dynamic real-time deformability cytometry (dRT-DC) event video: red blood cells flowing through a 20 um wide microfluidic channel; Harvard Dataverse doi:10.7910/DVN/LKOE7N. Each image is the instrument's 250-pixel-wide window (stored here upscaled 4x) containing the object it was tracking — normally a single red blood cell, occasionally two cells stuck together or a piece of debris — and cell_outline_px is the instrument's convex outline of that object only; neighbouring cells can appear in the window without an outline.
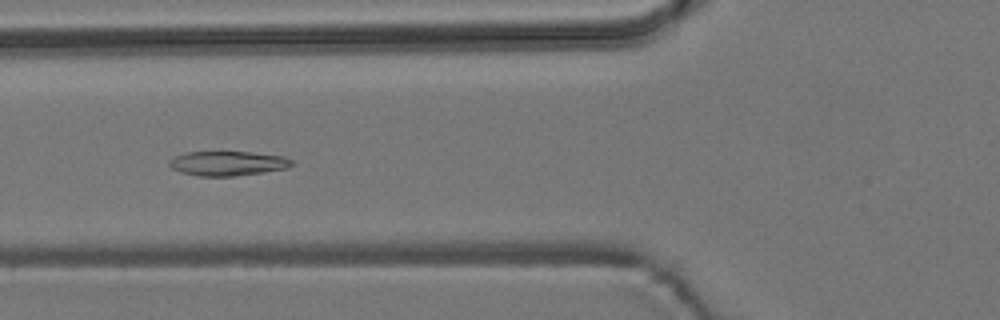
{"species": "common noctule bat (a hibernating species)", "species_latin": "Nyctalus noctula", "temperature_condition": "room temperature", "stored_images_in_passage": 43, "camera_frame_rate_fps": 3000, "um_per_image_px": 0.085, "animal": {"sex": "male", "body_mass_g": 19.2, "forearm_length_mm": 51.8}, "frame": {"image": 1, "passage_image": 9, "time_ms": 2.667, "image_size_px": [1000, 320], "cell_outline_px": [[292, 164], [288, 168], [236, 176], [196, 176], [180, 172], [172, 168], [168, 164], [168, 160], [184, 152], [248, 152], [284, 156], [292, 160]], "centroid_in_image_um": [19.32, 13.89], "position_along_channel_um": 106.5, "area_um2": 17.51}}
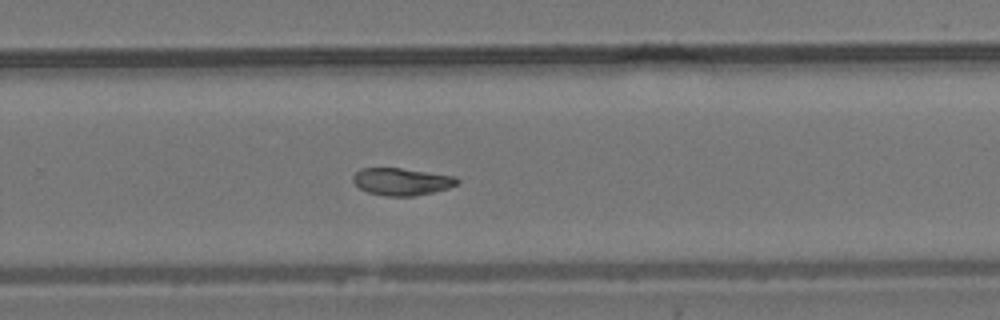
{"frame": {"image": 2, "passage_image": 24, "time_ms": 7.667, "image_size_px": [1000, 320], "cell_outline_px": [[460, 180], [456, 184], [448, 188], [432, 192], [412, 196], [384, 196], [368, 192], [360, 188], [352, 180], [352, 176], [360, 168], [400, 168], [456, 176]], "centroid_in_image_um": [34.13, 15.43], "position_along_channel_um": 295.7, "area_um2": 16.47}}
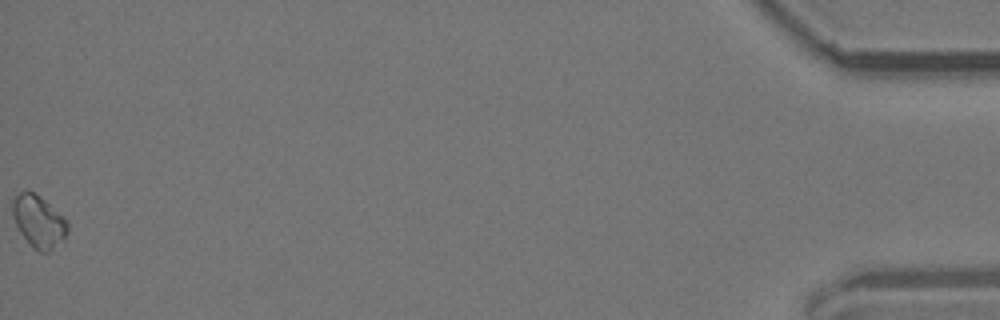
{"frame": {"image": 3, "passage_image": 43, "time_ms": 14.0, "image_size_px": [1000, 320], "cell_outline_px": [[68, 232], [64, 240], [48, 252], [40, 252], [20, 232], [16, 224], [12, 212], [12, 200], [20, 192], [32, 192], [44, 200], [68, 220]], "centroid_in_image_um": [3.32, 18.83], "position_along_channel_um": 431.9, "area_um2": 16.3}, "authors_computed_cell_mechanics": {"area_um2": 16.5308, "velocity_mm_per_s": 3.7861, "shape_relaxation_time_tau1_ms": 5.5827, "shape_relaxation_time_tau2_ms": 2.7135, "deformation_change_tau1": 0.1329, "deformation_change_tau2": 0.0456}}